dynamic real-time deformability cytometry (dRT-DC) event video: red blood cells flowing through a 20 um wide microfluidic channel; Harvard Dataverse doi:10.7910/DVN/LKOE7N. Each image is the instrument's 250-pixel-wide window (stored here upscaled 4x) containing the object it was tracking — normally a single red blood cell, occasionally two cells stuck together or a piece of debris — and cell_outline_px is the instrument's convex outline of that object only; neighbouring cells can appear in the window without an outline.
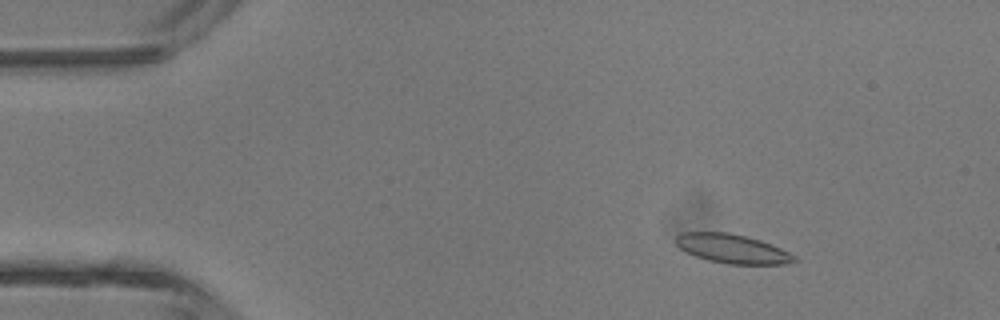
{"species": "common noctule bat (a hibernating species)", "species_latin": "Nyctalus noctula", "temperature_condition": "room temperature", "stored_images_in_passage": 5, "camera_frame_rate_fps": 3000, "um_per_image_px": 0.085, "animal": {"sex": "male", "body_mass_g": 13.3}, "frame": {"image": 1, "passage_image": 2, "time_ms": 1.0, "image_size_px": [1000, 320], "cell_outline_px": [[800, 260], [784, 264], [728, 264], [708, 260], [696, 256], [680, 248], [676, 244], [676, 236], [684, 232], [728, 232], [760, 240], [780, 248], [796, 256]], "centroid_in_image_um": [62.27, 21.15], "position_along_channel_um": 22.7, "area_um2": 19.88}}